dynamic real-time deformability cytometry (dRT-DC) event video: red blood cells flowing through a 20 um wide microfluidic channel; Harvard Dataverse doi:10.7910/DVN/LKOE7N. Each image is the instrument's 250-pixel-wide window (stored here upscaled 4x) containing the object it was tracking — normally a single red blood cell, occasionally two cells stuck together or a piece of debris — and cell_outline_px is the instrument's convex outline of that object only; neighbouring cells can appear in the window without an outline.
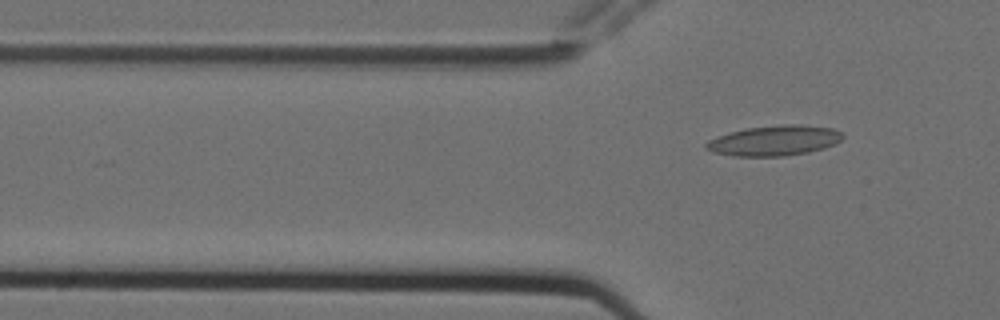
{"species": "Egyptian fruit bat (a non-hibernating species)", "species_latin": "Rousettus aegyptiacus", "temperature_condition": "cold", "stored_images_in_passage": 8, "camera_frame_rate_fps": 3000, "um_per_image_px": 0.085, "animal": {"sex": "female"}, "frame": {"image": 1, "passage_image": 8, "time_ms": 2.333, "image_size_px": [1000, 320], "cell_outline_px": [[844, 136], [840, 140], [824, 148], [808, 152], [784, 156], [732, 156], [712, 152], [704, 148], [704, 144], [708, 140], [744, 128], [784, 124], [792, 124], [832, 128], [840, 132]], "centroid_in_image_um": [65.77, 11.95], "position_along_channel_um": 60.0, "area_um2": 23.87}}